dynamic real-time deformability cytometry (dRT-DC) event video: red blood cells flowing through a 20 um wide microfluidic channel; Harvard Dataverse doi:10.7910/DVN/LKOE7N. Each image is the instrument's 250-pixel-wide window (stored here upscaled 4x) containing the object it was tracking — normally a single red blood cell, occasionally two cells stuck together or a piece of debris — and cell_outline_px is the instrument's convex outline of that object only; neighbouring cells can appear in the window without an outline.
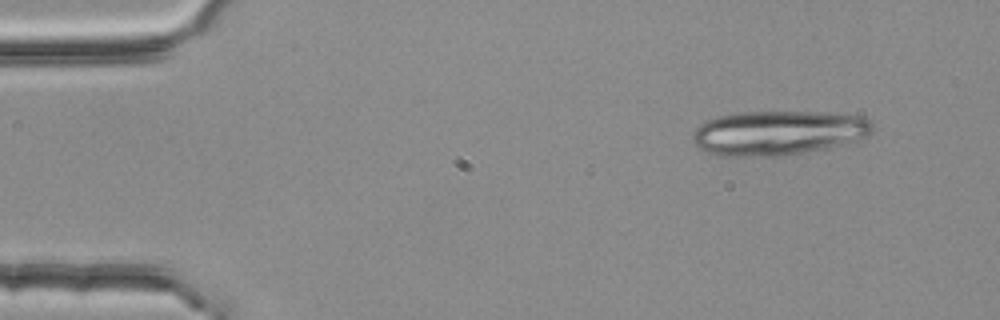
{"species": "common noctule bat (a hibernating species)", "species_latin": "Nyctalus noctula", "temperature_condition": "room temperature", "stored_images_in_passage": 3, "camera_frame_rate_fps": 3000, "um_per_image_px": 0.085, "animal": {"sex": "female", "body_mass_g": 25.1}, "frame": {"image": 1, "passage_image": 1, "time_ms": 0.0, "image_size_px": [1000, 320], "cell_outline_px": [[872, 132], [868, 136], [856, 140], [828, 148], [804, 152], [776, 156], [720, 156], [704, 152], [692, 140], [692, 136], [696, 128], [704, 120], [720, 116], [740, 112], [824, 112], [864, 116], [872, 124]], "centroid_in_image_um": [66.13, 11.29], "position_along_channel_um": 18.9, "area_um2": 46.76}}